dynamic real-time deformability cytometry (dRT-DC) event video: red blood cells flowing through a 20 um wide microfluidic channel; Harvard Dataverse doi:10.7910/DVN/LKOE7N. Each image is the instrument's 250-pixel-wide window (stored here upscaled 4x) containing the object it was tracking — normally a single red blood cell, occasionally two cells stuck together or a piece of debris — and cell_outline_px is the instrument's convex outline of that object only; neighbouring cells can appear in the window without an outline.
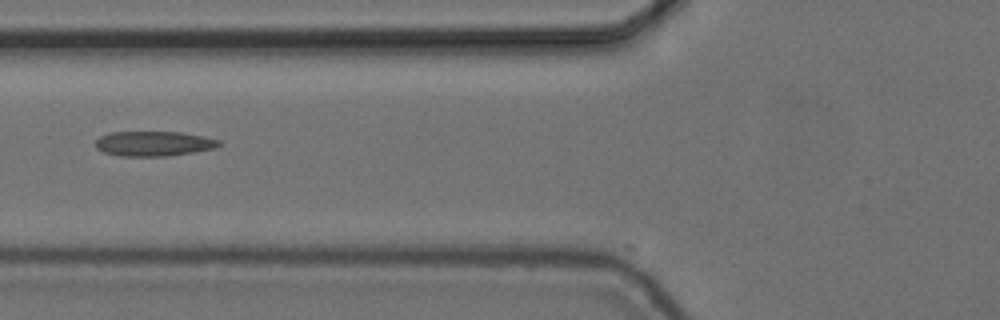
{"species": "common noctule bat (a hibernating species)", "species_latin": "Nyctalus noctula", "temperature_condition": "cold", "stored_images_in_passage": 35, "camera_frame_rate_fps": 3000, "um_per_image_px": 0.085, "animal": {"sex": "female", "body_mass_g": 24.6, "forearm_length_mm": 56.2}, "frame": {"image": 1, "passage_image": 2, "time_ms": 0.333, "image_size_px": [1000, 320], "cell_outline_px": [[220, 144], [216, 148], [168, 156], [120, 156], [104, 152], [96, 148], [96, 140], [100, 136], [112, 132], [180, 132], [204, 136], [220, 140]], "centroid_in_image_um": [13.07, 12.21], "position_along_channel_um": 112.7, "area_um2": 17.86}}
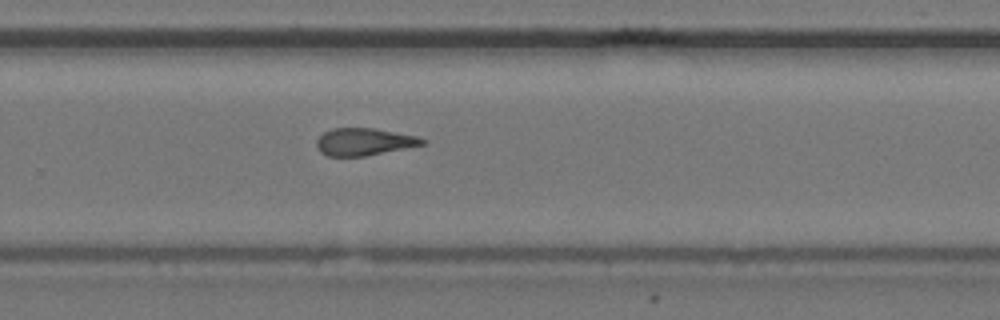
{"frame": {"image": 2, "passage_image": 17, "time_ms": 5.333, "image_size_px": [1000, 320], "cell_outline_px": [[428, 140], [424, 144], [364, 156], [328, 156], [320, 152], [316, 144], [316, 140], [324, 132], [332, 128], [372, 128], [416, 136]], "centroid_in_image_um": [30.91, 12.05], "position_along_channel_um": 298.9, "area_um2": 16.59}}
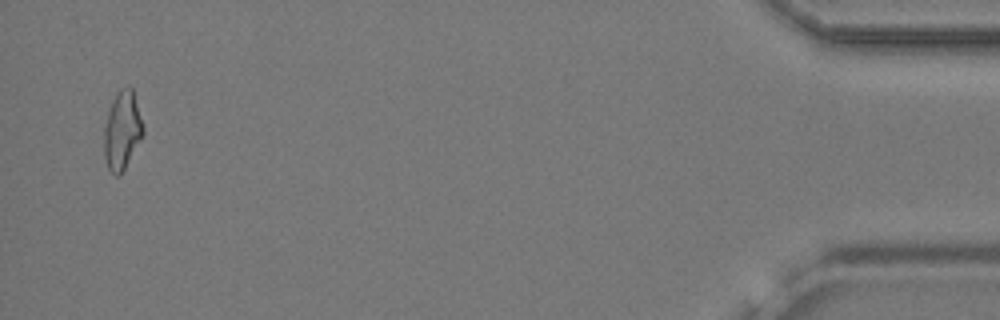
{"frame": {"image": 3, "passage_image": 34, "time_ms": 11.0, "image_size_px": [1000, 320], "cell_outline_px": [[144, 132], [140, 140], [124, 168], [116, 176], [108, 168], [104, 156], [104, 128], [108, 112], [112, 100], [120, 88], [132, 88], [144, 124]], "centroid_in_image_um": [10.38, 11.05], "position_along_channel_um": 424.8, "area_um2": 17.51}, "authors_computed_cell_mechanics": {"area_um2": 17.5134, "velocity_mm_per_s": 3.7206, "shape_relaxation_time_tau1_ms": 7.0732, "shape_relaxation_time_tau2_ms": 2.8276, "deformation_change_tau1": 0.149, "deformation_change_tau2": 0.1006}}